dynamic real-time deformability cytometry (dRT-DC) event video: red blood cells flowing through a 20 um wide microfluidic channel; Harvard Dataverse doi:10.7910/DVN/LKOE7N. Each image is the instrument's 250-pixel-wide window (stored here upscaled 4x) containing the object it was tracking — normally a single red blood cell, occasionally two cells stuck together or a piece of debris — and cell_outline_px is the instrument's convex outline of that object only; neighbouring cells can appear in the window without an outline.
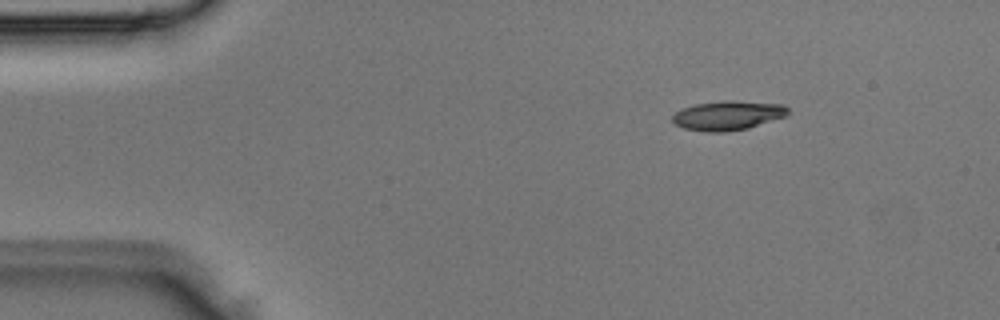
{"species": "Egyptian fruit bat (a non-hibernating species)", "species_latin": "Rousettus aegyptiacus", "temperature_condition": "room temperature", "stored_images_in_passage": 4, "camera_frame_rate_fps": 3000, "um_per_image_px": 0.085, "animal": {"sex": "male"}, "frame": {"image": 1, "passage_image": 2, "time_ms": 0.333, "image_size_px": [1000, 320], "cell_outline_px": [[788, 116], [748, 128], [724, 132], [704, 132], [684, 128], [676, 124], [672, 120], [672, 116], [676, 112], [684, 108], [696, 104], [724, 100], [732, 100], [784, 104], [788, 108]], "centroid_in_image_um": [61.9, 9.81], "position_along_channel_um": 23.1, "area_um2": 19.83}}
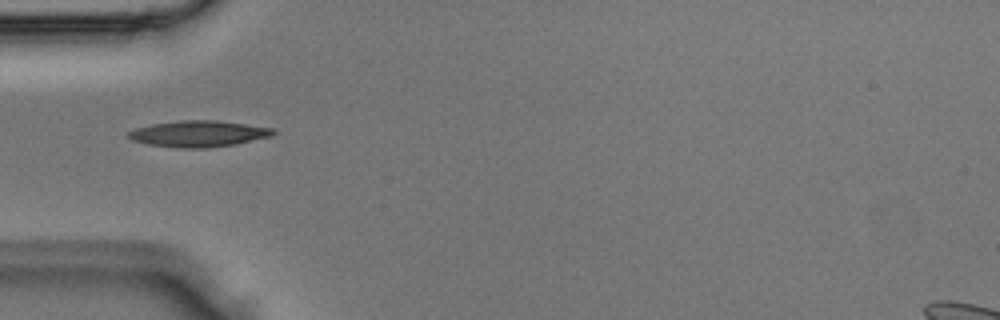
{"frame": {"image": 2, "passage_image": 4, "time_ms": 1.0, "image_size_px": [1000, 320], "cell_outline_px": [[276, 132], [272, 136], [236, 144], [208, 148], [180, 148], [148, 144], [132, 140], [128, 136], [128, 132], [136, 128], [152, 124], [180, 120], [216, 120], [276, 128]], "centroid_in_image_um": [16.92, 11.36], "position_along_channel_um": 68.1, "area_um2": 22.2}}